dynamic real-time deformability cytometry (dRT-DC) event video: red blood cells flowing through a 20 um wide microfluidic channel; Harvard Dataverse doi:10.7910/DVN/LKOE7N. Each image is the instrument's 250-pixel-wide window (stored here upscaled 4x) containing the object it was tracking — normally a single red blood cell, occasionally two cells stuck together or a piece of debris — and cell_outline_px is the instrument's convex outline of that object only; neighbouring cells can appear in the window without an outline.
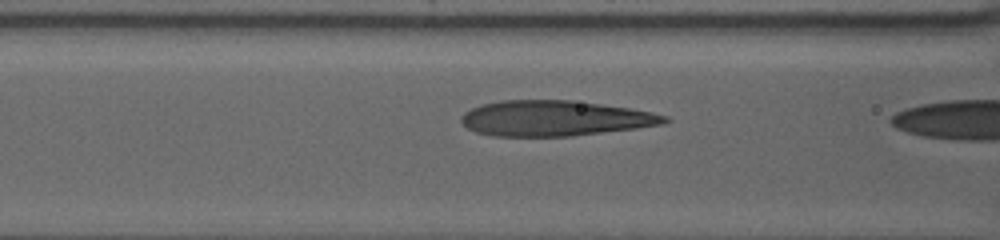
{"species": "human", "species_latin": "Homo sapiens", "temperature_condition": "warm", "stored_images_in_passage": 7, "camera_frame_rate_fps": 3000, "um_per_image_px": 0.085, "donor": {"sex": "female"}, "frame": {"image": 1, "passage_image": 5, "time_ms": 2.0, "image_size_px": [1000, 240], "cell_outline_px": [[672, 120], [664, 124], [636, 128], [572, 136], [492, 136], [476, 132], [468, 128], [460, 120], [460, 116], [464, 112], [480, 104], [500, 100], [572, 100], [628, 108], [652, 112], [668, 116]], "centroid_in_image_um": [47.15, 10.05], "position_along_channel_um": 119.4, "area_um2": 42.08}}